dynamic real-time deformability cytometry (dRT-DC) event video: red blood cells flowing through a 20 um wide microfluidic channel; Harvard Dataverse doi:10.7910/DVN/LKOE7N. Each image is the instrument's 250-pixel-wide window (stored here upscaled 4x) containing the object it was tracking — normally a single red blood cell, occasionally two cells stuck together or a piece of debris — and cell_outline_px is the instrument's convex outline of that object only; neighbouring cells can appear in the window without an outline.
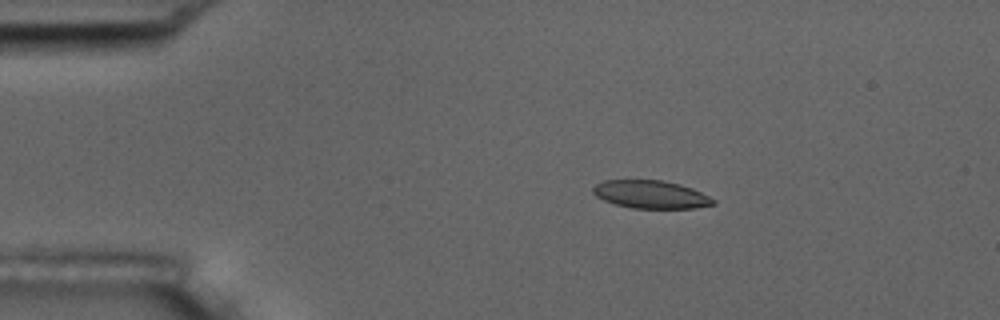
{"species": "common noctule bat (a hibernating species)", "species_latin": "Nyctalus noctula", "temperature_condition": "room temperature", "stored_images_in_passage": 8, "camera_frame_rate_fps": 3000, "um_per_image_px": 0.085, "animal": {"sex": "male", "body_mass_g": 17.5, "forearm_length_mm": 52.3}, "frame": {"image": 1, "passage_image": 3, "time_ms": 2.333, "image_size_px": [1000, 320], "cell_outline_px": [[716, 204], [696, 208], [632, 208], [616, 204], [604, 200], [596, 196], [592, 192], [592, 188], [596, 184], [604, 180], [664, 180], [680, 184], [692, 188], [716, 200]], "centroid_in_image_um": [55.33, 16.52], "position_along_channel_um": 29.7, "area_um2": 19.59}}
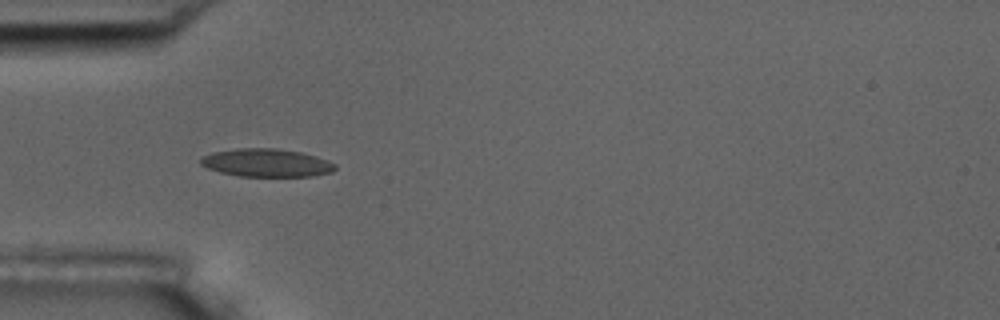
{"frame": {"image": 2, "passage_image": 5, "time_ms": 4.667, "image_size_px": [1000, 320], "cell_outline_px": [[336, 168], [332, 172], [312, 176], [240, 176], [220, 172], [208, 168], [200, 164], [200, 160], [204, 156], [212, 152], [240, 148], [276, 148], [300, 152], [316, 156], [328, 160], [336, 164]], "centroid_in_image_um": [22.67, 13.84], "position_along_channel_um": 62.3, "area_um2": 21.91}}
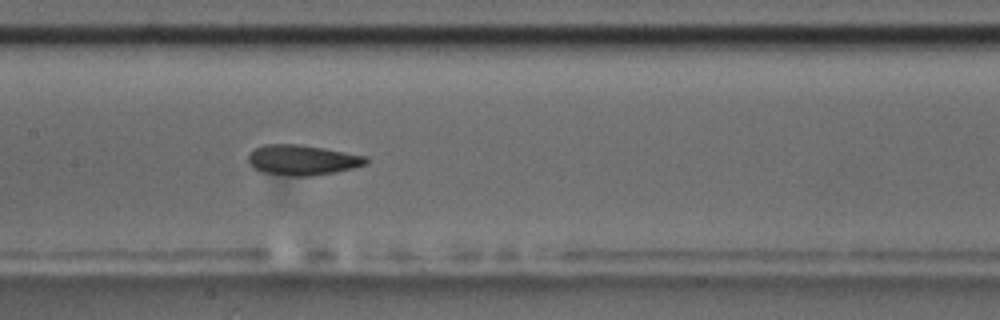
{"frame": {"image": 3, "passage_image": 8, "time_ms": 8.0, "image_size_px": [1000, 320], "cell_outline_px": [[368, 160], [364, 164], [352, 168], [312, 176], [292, 176], [264, 172], [252, 168], [248, 160], [248, 152], [252, 148], [264, 144], [300, 144], [324, 148], [364, 156]], "centroid_in_image_um": [25.6, 13.58], "position_along_channel_um": 181.8, "area_um2": 20.63}}